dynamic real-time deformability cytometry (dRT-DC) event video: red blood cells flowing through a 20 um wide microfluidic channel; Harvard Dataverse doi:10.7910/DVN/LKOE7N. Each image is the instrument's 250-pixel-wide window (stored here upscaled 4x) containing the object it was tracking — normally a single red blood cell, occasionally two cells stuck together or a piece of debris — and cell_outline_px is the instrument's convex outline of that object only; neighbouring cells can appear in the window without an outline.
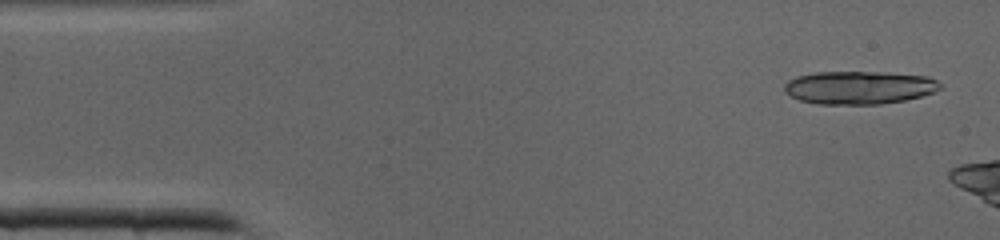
{"species": "common noctule bat (a hibernating species)", "species_latin": "Nyctalus noctula", "temperature_condition": "cold", "stored_images_in_passage": 4, "camera_frame_rate_fps": 3000, "um_per_image_px": 0.085, "animal": {"sex": "male", "body_mass_g": 19.0, "forearm_length_mm": 50.8}, "frame": {"image": 1, "passage_image": 1, "time_ms": 0.0, "image_size_px": [1000, 240], "cell_outline_px": [[924, 92], [912, 96], [896, 100], [876, 100], [808, 76], [856, 72], [912, 76], [924, 80]], "centroid_in_image_um": [74.48, 7.2], "position_along_channel_um": 10.5, "area_um2": 14.8}}